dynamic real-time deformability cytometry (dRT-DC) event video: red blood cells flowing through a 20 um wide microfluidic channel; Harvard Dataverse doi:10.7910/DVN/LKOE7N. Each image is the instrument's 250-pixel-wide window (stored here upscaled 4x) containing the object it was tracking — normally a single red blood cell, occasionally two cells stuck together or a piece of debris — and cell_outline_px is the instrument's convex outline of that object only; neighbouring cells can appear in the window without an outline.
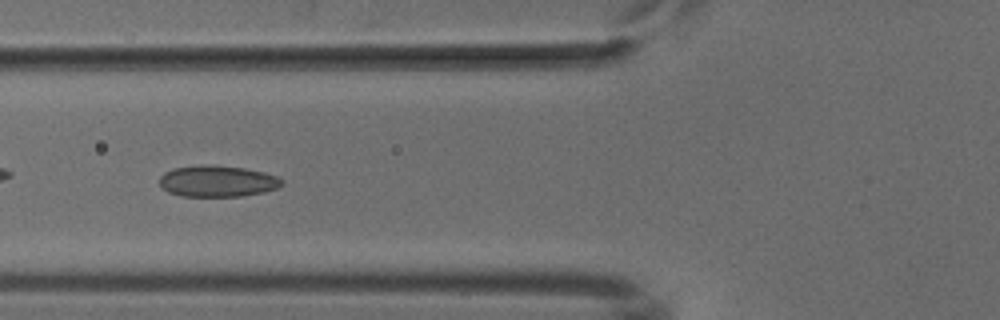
{"species": "common noctule bat (a hibernating species)", "species_latin": "Nyctalus noctula", "temperature_condition": "cold", "stored_images_in_passage": 54, "camera_frame_rate_fps": 3000, "um_per_image_px": 0.085, "animal": {"sex": "male", "body_mass_g": 18.8}, "frame": {"image": 1, "passage_image": 22, "time_ms": 7.0, "image_size_px": [1000, 320], "cell_outline_px": [[284, 184], [276, 188], [264, 192], [244, 196], [180, 196], [168, 192], [160, 184], [160, 176], [164, 172], [172, 168], [200, 164], [212, 164], [244, 168], [264, 172], [276, 176], [284, 180]], "centroid_in_image_um": [18.48, 15.39], "position_along_channel_um": 107.3, "area_um2": 22.6}}
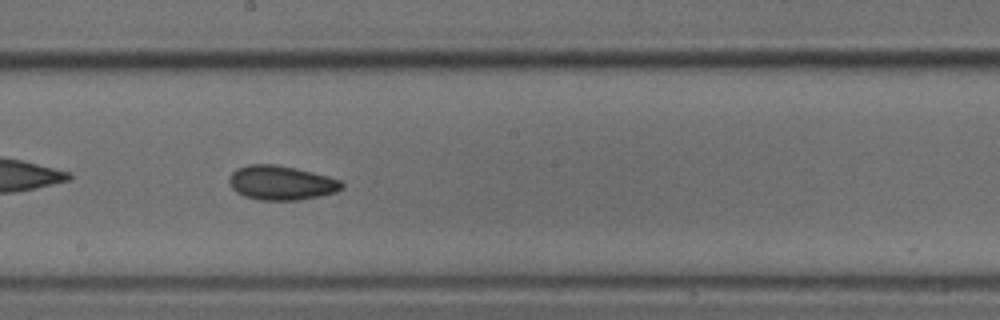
{"frame": {"image": 2, "passage_image": 31, "time_ms": 10.0, "image_size_px": [1000, 320], "cell_outline_px": [[344, 188], [336, 192], [296, 200], [260, 200], [244, 196], [236, 192], [232, 188], [228, 180], [232, 172], [236, 168], [248, 164], [276, 164], [296, 168], [344, 180]], "centroid_in_image_um": [23.91, 15.53], "position_along_channel_um": 224.3, "area_um2": 22.66}}
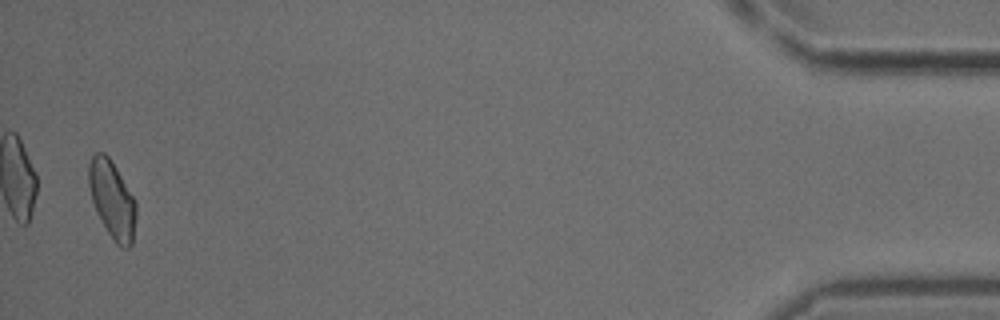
{"frame": {"image": 3, "passage_image": 53, "time_ms": 17.333, "image_size_px": [1000, 320], "cell_outline_px": [[136, 216], [132, 244], [128, 248], [120, 248], [116, 244], [108, 232], [96, 212], [92, 200], [88, 184], [88, 164], [92, 156], [96, 152], [104, 152], [108, 156], [116, 168], [136, 200]], "centroid_in_image_um": [9.53, 16.96], "position_along_channel_um": 425.7, "area_um2": 21.44}}